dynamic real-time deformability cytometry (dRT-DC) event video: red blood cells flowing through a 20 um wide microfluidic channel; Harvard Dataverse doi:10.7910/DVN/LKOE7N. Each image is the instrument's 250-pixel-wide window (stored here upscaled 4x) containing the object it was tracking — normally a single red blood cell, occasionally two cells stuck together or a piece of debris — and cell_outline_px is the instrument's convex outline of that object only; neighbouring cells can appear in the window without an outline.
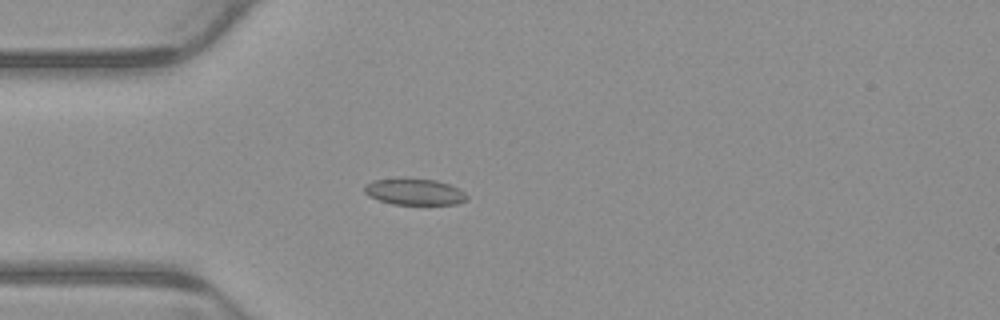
{"species": "common noctule bat (a hibernating species)", "species_latin": "Nyctalus noctula", "temperature_condition": "warm", "stored_images_in_passage": 4, "camera_frame_rate_fps": 3000, "um_per_image_px": 0.085, "animal": {"sex": "male", "body_mass_g": 23.1, "forearm_length_mm": 52.7}, "frame": {"image": 1, "passage_image": 3, "time_ms": 0.667, "image_size_px": [1000, 320], "cell_outline_px": [[468, 200], [456, 204], [392, 204], [368, 196], [364, 192], [364, 188], [368, 184], [376, 180], [404, 176], [436, 180], [448, 184], [464, 192], [468, 196]], "centroid_in_image_um": [35.23, 16.28], "position_along_channel_um": 49.8, "area_um2": 15.95}}